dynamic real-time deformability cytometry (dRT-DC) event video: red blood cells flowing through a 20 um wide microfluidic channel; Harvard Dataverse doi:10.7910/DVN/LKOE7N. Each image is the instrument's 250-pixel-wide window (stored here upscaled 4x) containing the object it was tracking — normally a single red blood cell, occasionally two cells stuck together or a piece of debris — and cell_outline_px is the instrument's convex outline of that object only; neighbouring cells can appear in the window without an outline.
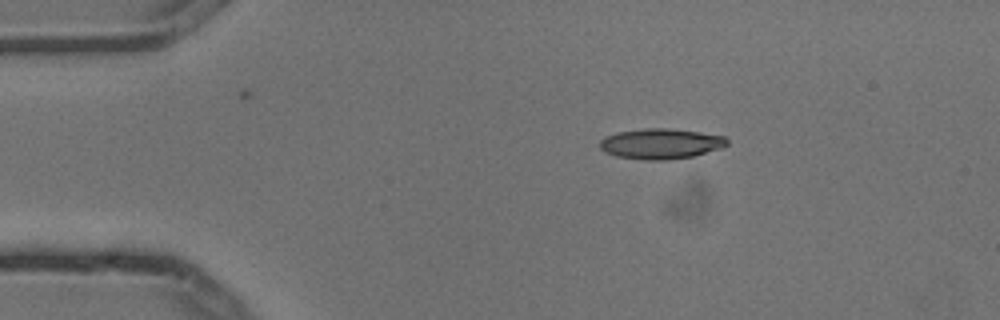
{"species": "common noctule bat (a hibernating species)", "species_latin": "Nyctalus noctula", "temperature_condition": "cold", "stored_images_in_passage": 2, "camera_frame_rate_fps": 3000, "um_per_image_px": 0.085, "animal": {"sex": "male", "body_mass_g": 13.3}, "frame": {"image": 1, "passage_image": 1, "time_ms": 0.0, "image_size_px": [1000, 320], "cell_outline_px": [[728, 144], [720, 148], [692, 156], [668, 160], [644, 160], [616, 156], [604, 152], [600, 148], [600, 140], [604, 136], [616, 132], [644, 128], [668, 128], [700, 132], [724, 136], [728, 140]], "centroid_in_image_um": [56.12, 12.21], "position_along_channel_um": 28.9, "area_um2": 22.6}}